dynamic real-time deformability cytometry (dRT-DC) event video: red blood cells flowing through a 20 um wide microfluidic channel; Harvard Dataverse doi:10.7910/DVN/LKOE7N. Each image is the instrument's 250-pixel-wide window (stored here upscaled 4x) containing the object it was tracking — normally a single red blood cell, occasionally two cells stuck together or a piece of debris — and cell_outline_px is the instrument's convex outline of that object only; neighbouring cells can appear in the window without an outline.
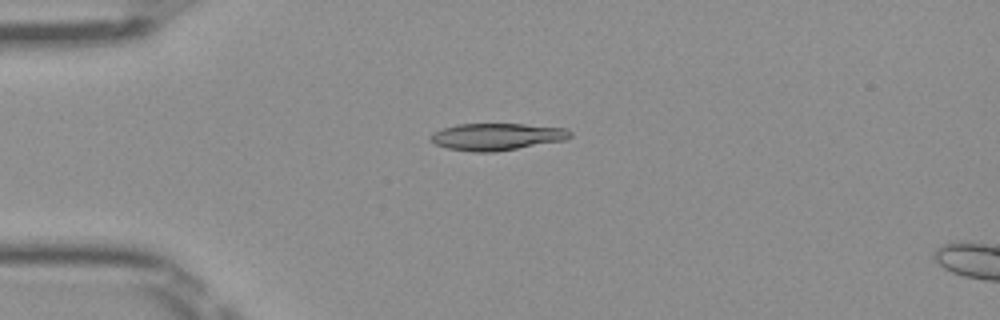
{"species": "Egyptian fruit bat (a non-hibernating species)", "species_latin": "Rousettus aegyptiacus", "temperature_condition": "room temperature", "stored_images_in_passage": 49, "camera_frame_rate_fps": 3000, "um_per_image_px": 0.085, "frame": {"image": 1, "passage_image": 12, "time_ms": 3.667, "image_size_px": [1000, 320], "cell_outline_px": [[572, 136], [564, 140], [496, 152], [472, 152], [448, 148], [436, 144], [428, 140], [428, 136], [432, 132], [456, 124], [524, 124], [568, 128], [572, 132]], "centroid_in_image_um": [42.21, 11.62], "position_along_channel_um": 42.8, "area_um2": 22.14}}
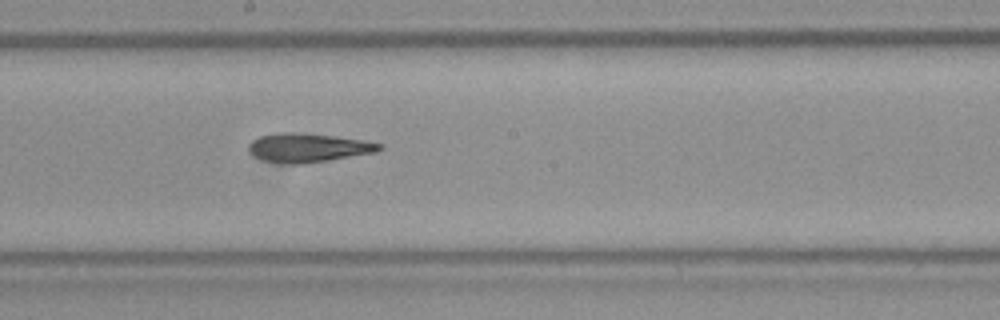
{"frame": {"image": 2, "passage_image": 27, "time_ms": 8.667, "image_size_px": [1000, 320], "cell_outline_px": [[384, 148], [376, 152], [304, 164], [288, 164], [260, 160], [248, 148], [248, 144], [252, 140], [260, 136], [280, 132], [296, 132], [336, 136], [364, 140], [384, 144]], "centroid_in_image_um": [26.21, 12.55], "position_along_channel_um": 222.0, "area_um2": 22.08}}
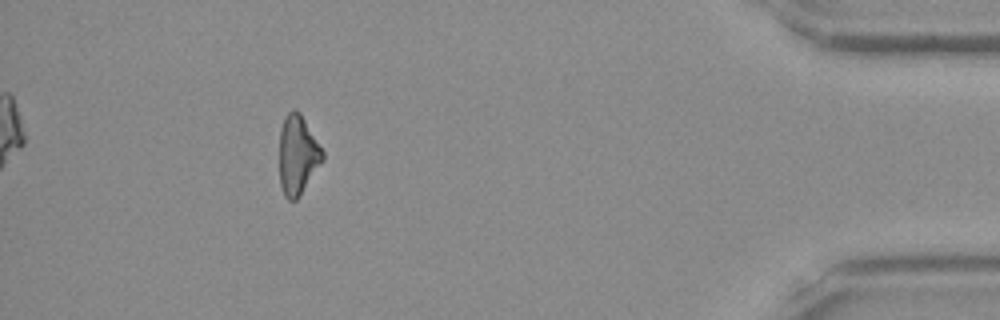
{"frame": {"image": 3, "passage_image": 45, "time_ms": 14.667, "image_size_px": [1000, 320], "cell_outline_px": [[324, 160], [300, 196], [296, 200], [288, 200], [284, 196], [280, 184], [280, 128], [288, 112], [292, 108], [296, 108], [300, 112], [324, 152]], "centroid_in_image_um": [25.31, 13.18], "position_along_channel_um": 409.9, "area_um2": 20.06}, "authors_computed_cell_mechanics": {"area_um2": 21.3282, "velocity_mm_per_s": 4.0515, "shape_relaxation_time_tau1_ms": 5.3503, "shape_relaxation_time_tau2_ms": 3.4089, "deformation_change_tau1": 0.168, "deformation_change_tau2": 0.1307}}